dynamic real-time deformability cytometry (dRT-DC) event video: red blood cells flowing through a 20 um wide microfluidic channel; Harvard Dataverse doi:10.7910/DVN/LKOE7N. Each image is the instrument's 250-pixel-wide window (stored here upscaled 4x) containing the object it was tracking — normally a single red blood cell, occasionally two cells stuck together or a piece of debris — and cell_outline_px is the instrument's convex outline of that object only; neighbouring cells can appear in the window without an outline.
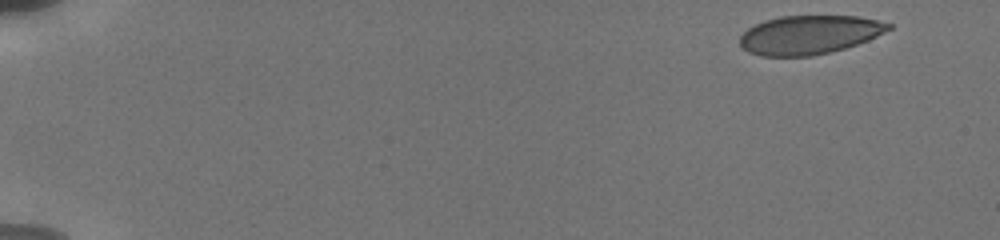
{"species": "human", "species_latin": "Homo sapiens", "temperature_condition": "cold", "stored_images_in_passage": 35, "camera_frame_rate_fps": 3000, "um_per_image_px": 0.085, "donor": {"sex": "male"}, "frame": {"image": 1, "passage_image": 1, "time_ms": 0.0, "image_size_px": [1000, 240], "cell_outline_px": [[892, 28], [868, 40], [844, 48], [812, 56], [760, 56], [748, 52], [740, 44], [740, 36], [748, 28], [764, 20], [780, 16], [860, 16], [892, 24]], "centroid_in_image_um": [68.77, 2.95], "position_along_channel_um": 16.2, "area_um2": 33.47}}
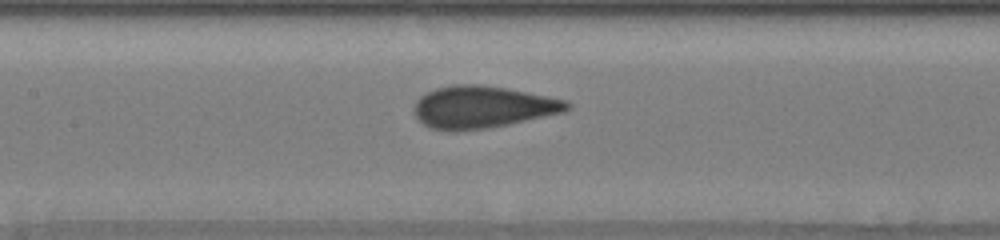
{"frame": {"image": 2, "passage_image": 15, "time_ms": 8.0, "image_size_px": [1000, 240], "cell_outline_px": [[572, 108], [564, 112], [508, 124], [484, 128], [456, 132], [448, 132], [432, 128], [424, 124], [412, 112], [416, 100], [420, 96], [436, 88], [452, 84], [480, 84], [504, 88], [548, 96], [568, 100], [572, 104]], "centroid_in_image_um": [41.0, 9.1], "position_along_channel_um": 166.4, "area_um2": 37.69}}
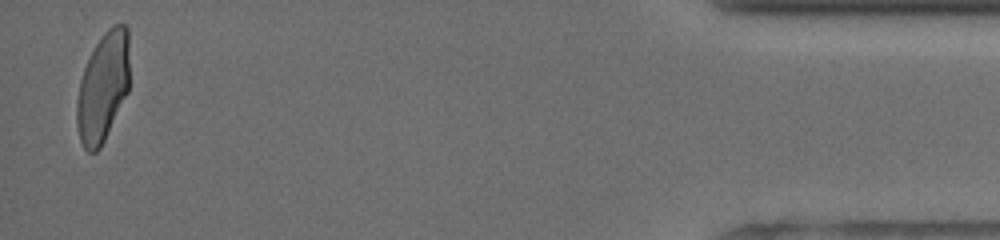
{"frame": {"image": 3, "passage_image": 35, "time_ms": 16.667, "image_size_px": [1000, 240], "cell_outline_px": [[128, 92], [100, 148], [96, 152], [88, 152], [84, 148], [80, 140], [76, 124], [76, 100], [80, 80], [84, 68], [96, 44], [104, 32], [112, 24], [124, 24], [128, 28]], "centroid_in_image_um": [8.74, 7.41], "position_along_channel_um": 426.5, "area_um2": 33.47}, "authors_computed_cell_mechanics": {"area_um2": 35.6048, "velocity_mm_per_s": 3.8186, "shape_relaxation_time_tau1_ms": 5.5089, "shape_relaxation_time_tau2_ms": null, "deformation_change_tau1": 0.1545, "deformation_change_tau2": null}}